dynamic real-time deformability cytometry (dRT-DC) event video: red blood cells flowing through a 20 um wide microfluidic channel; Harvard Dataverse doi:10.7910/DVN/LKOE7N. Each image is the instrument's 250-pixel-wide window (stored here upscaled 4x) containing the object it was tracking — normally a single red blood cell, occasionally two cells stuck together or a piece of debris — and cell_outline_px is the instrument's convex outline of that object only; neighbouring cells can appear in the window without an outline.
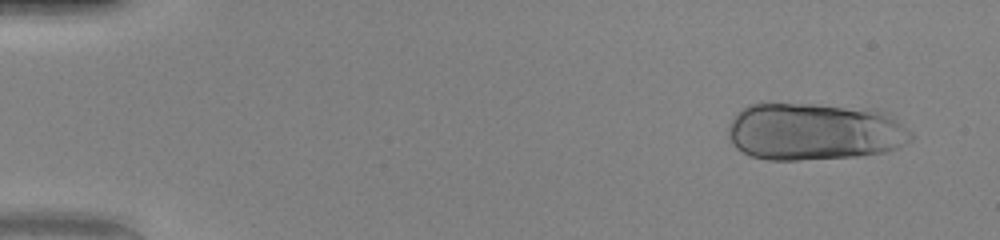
{"species": "human", "species_latin": "Homo sapiens", "temperature_condition": "warm", "stored_images_in_passage": 49, "camera_frame_rate_fps": 3000, "um_per_image_px": 0.085, "donor": {"sex": "female"}, "frame": {"image": 1, "passage_image": 3, "time_ms": 0.667, "image_size_px": [1000, 240], "cell_outline_px": [[916, 136], [912, 140], [888, 152], [856, 156], [800, 160], [768, 160], [752, 156], [736, 148], [728, 140], [728, 124], [736, 112], [748, 104], [760, 100], [764, 100], [876, 108], [884, 112], [912, 132]], "centroid_in_image_um": [69.16, 11.14], "position_along_channel_um": 15.8, "area_um2": 63.0}}
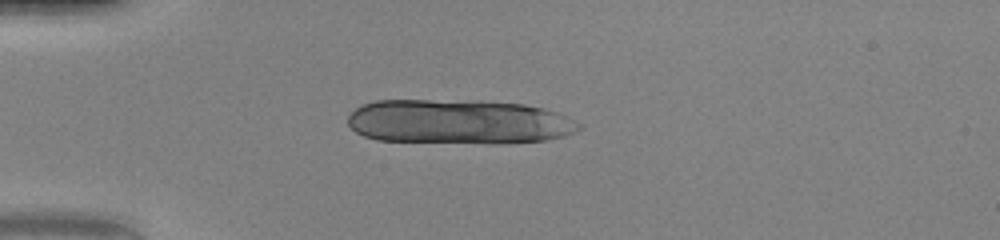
{"frame": {"image": 2, "passage_image": 13, "time_ms": 4.0, "image_size_px": [1000, 240], "cell_outline_px": [[584, 128], [576, 132], [564, 136], [544, 140], [500, 144], [496, 144], [376, 140], [364, 136], [356, 132], [348, 124], [348, 116], [360, 104], [376, 100], [480, 100], [524, 104], [544, 108], [584, 124]], "centroid_in_image_um": [39.01, 10.35], "position_along_channel_um": 46.0, "area_um2": 60.86}}
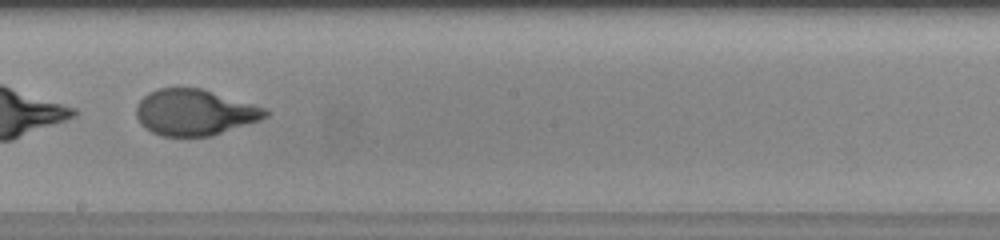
{"frame": {"image": 3, "passage_image": 29, "time_ms": 9.333, "image_size_px": [1000, 240], "cell_outline_px": [[268, 116], [260, 120], [212, 136], [160, 136], [144, 128], [140, 124], [136, 116], [136, 104], [148, 92], [160, 88], [200, 88], [252, 104], [264, 108], [268, 112]], "centroid_in_image_um": [16.49, 9.56], "position_along_channel_um": 231.7, "area_um2": 34.51}, "authors_computed_cell_mechanics": {"area_um2": 36.6452, "velocity_mm_per_s": 4.1496, "shape_relaxation_time_tau1_ms": 4.503, "shape_relaxation_time_tau2_ms": null, "deformation_change_tau1": 0.273, "deformation_change_tau2": null}}